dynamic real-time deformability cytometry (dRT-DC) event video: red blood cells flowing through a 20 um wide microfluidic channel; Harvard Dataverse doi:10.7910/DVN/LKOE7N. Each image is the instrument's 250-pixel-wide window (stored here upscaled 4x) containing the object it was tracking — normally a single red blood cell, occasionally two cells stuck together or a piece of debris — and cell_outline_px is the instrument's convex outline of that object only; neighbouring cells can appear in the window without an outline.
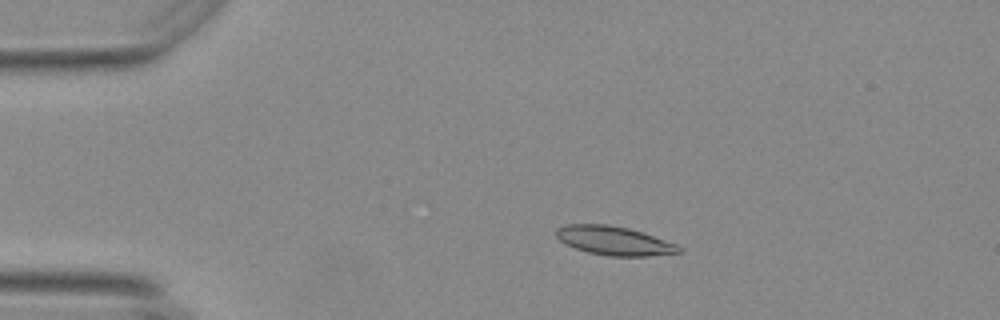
{"species": "Egyptian fruit bat (a non-hibernating species)", "species_latin": "Rousettus aegyptiacus", "temperature_condition": "warm", "stored_images_in_passage": 26, "camera_frame_rate_fps": 3000, "um_per_image_px": 0.085, "animal": {"sex": "female"}, "frame": {"image": 1, "passage_image": 6, "time_ms": 1.667, "image_size_px": [1000, 320], "cell_outline_px": [[680, 252], [648, 256], [608, 256], [588, 252], [576, 248], [560, 240], [556, 236], [556, 228], [568, 224], [608, 224], [628, 228], [676, 244], [680, 248]], "centroid_in_image_um": [52.16, 20.45], "position_along_channel_um": 32.8, "area_um2": 20.23}}
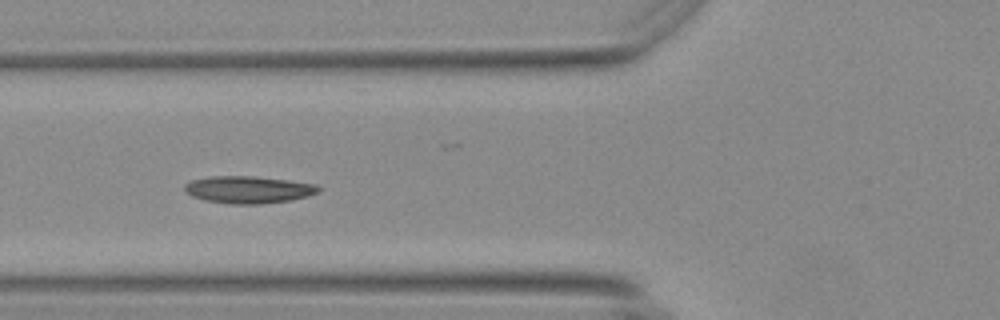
{"frame": {"image": 2, "passage_image": 16, "time_ms": 5.0, "image_size_px": [1000, 320], "cell_outline_px": [[320, 192], [308, 196], [292, 200], [260, 204], [232, 204], [204, 200], [192, 196], [184, 192], [184, 184], [192, 180], [208, 176], [252, 176], [288, 180], [316, 184], [320, 188]], "centroid_in_image_um": [21.1, 16.12], "position_along_channel_um": 104.7, "area_um2": 21.39}}
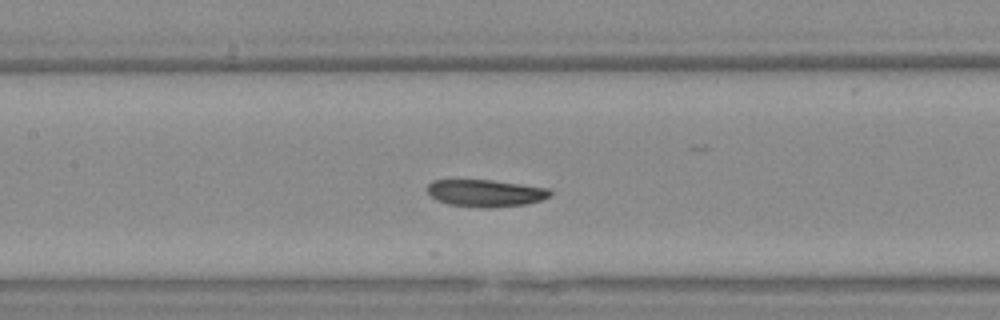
{"frame": {"image": 3, "passage_image": 21, "time_ms": 6.667, "image_size_px": [1000, 320], "cell_outline_px": [[552, 192], [548, 196], [540, 200], [528, 204], [492, 208], [480, 208], [448, 204], [436, 200], [428, 192], [428, 184], [432, 180], [492, 180], [548, 188]], "centroid_in_image_um": [41.26, 16.42], "position_along_channel_um": 166.1, "area_um2": 19.42}}